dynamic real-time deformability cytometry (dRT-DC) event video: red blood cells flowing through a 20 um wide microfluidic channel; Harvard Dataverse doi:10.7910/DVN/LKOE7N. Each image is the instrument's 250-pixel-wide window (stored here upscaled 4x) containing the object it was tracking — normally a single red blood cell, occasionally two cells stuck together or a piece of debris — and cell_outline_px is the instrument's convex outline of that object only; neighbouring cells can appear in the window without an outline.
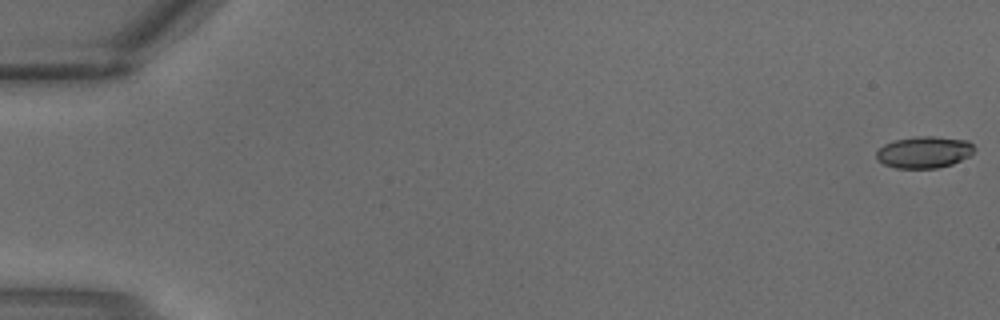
{"species": "common noctule bat (a hibernating species)", "species_latin": "Nyctalus noctula", "temperature_condition": "warm", "stored_images_in_passage": 4, "camera_frame_rate_fps": 3000, "um_per_image_px": 0.085, "animal": {"sex": "male", "body_mass_g": 18.8}, "frame": {"image": 1, "passage_image": 1, "time_ms": 0.0, "image_size_px": [1000, 320], "cell_outline_px": [[976, 148], [968, 156], [952, 164], [936, 168], [896, 168], [884, 164], [876, 160], [876, 152], [884, 144], [892, 140], [916, 136], [936, 136], [968, 140]], "centroid_in_image_um": [78.53, 12.92], "position_along_channel_um": 6.5, "area_um2": 18.21}}